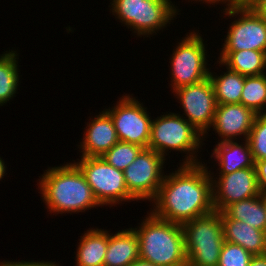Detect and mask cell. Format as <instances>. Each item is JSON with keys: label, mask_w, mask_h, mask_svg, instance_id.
Returning <instances> with one entry per match:
<instances>
[{"label": "cell", "mask_w": 266, "mask_h": 266, "mask_svg": "<svg viewBox=\"0 0 266 266\" xmlns=\"http://www.w3.org/2000/svg\"><path fill=\"white\" fill-rule=\"evenodd\" d=\"M254 166L260 194L266 195V159L255 161Z\"/></svg>", "instance_id": "28"}, {"label": "cell", "mask_w": 266, "mask_h": 266, "mask_svg": "<svg viewBox=\"0 0 266 266\" xmlns=\"http://www.w3.org/2000/svg\"><path fill=\"white\" fill-rule=\"evenodd\" d=\"M166 158L156 151L144 148L124 170L126 187L136 200L152 202L163 183Z\"/></svg>", "instance_id": "10"}, {"label": "cell", "mask_w": 266, "mask_h": 266, "mask_svg": "<svg viewBox=\"0 0 266 266\" xmlns=\"http://www.w3.org/2000/svg\"><path fill=\"white\" fill-rule=\"evenodd\" d=\"M250 8L266 21V0H256Z\"/></svg>", "instance_id": "31"}, {"label": "cell", "mask_w": 266, "mask_h": 266, "mask_svg": "<svg viewBox=\"0 0 266 266\" xmlns=\"http://www.w3.org/2000/svg\"><path fill=\"white\" fill-rule=\"evenodd\" d=\"M203 141V134L181 114L167 112L152 119L148 148L164 158L173 150L186 153L180 164L201 163L197 153L205 144Z\"/></svg>", "instance_id": "4"}, {"label": "cell", "mask_w": 266, "mask_h": 266, "mask_svg": "<svg viewBox=\"0 0 266 266\" xmlns=\"http://www.w3.org/2000/svg\"><path fill=\"white\" fill-rule=\"evenodd\" d=\"M6 165H5V161L4 159L2 160V158L0 157V181L4 178V176L6 175Z\"/></svg>", "instance_id": "34"}, {"label": "cell", "mask_w": 266, "mask_h": 266, "mask_svg": "<svg viewBox=\"0 0 266 266\" xmlns=\"http://www.w3.org/2000/svg\"><path fill=\"white\" fill-rule=\"evenodd\" d=\"M134 230L139 240V257L156 266H187L182 225L147 212Z\"/></svg>", "instance_id": "3"}, {"label": "cell", "mask_w": 266, "mask_h": 266, "mask_svg": "<svg viewBox=\"0 0 266 266\" xmlns=\"http://www.w3.org/2000/svg\"><path fill=\"white\" fill-rule=\"evenodd\" d=\"M128 266H156L154 264H152L151 262L142 260V259H137L134 262H132L130 265Z\"/></svg>", "instance_id": "33"}, {"label": "cell", "mask_w": 266, "mask_h": 266, "mask_svg": "<svg viewBox=\"0 0 266 266\" xmlns=\"http://www.w3.org/2000/svg\"><path fill=\"white\" fill-rule=\"evenodd\" d=\"M136 97L125 94L112 108L104 109L112 118L119 141L148 148L152 118Z\"/></svg>", "instance_id": "9"}, {"label": "cell", "mask_w": 266, "mask_h": 266, "mask_svg": "<svg viewBox=\"0 0 266 266\" xmlns=\"http://www.w3.org/2000/svg\"><path fill=\"white\" fill-rule=\"evenodd\" d=\"M108 231V246L103 266H128L139 259V240L134 228Z\"/></svg>", "instance_id": "18"}, {"label": "cell", "mask_w": 266, "mask_h": 266, "mask_svg": "<svg viewBox=\"0 0 266 266\" xmlns=\"http://www.w3.org/2000/svg\"><path fill=\"white\" fill-rule=\"evenodd\" d=\"M172 93H175L184 110L181 116L202 133L203 140H206L217 106L209 77L199 83L180 87Z\"/></svg>", "instance_id": "12"}, {"label": "cell", "mask_w": 266, "mask_h": 266, "mask_svg": "<svg viewBox=\"0 0 266 266\" xmlns=\"http://www.w3.org/2000/svg\"><path fill=\"white\" fill-rule=\"evenodd\" d=\"M249 266H266V254L253 256Z\"/></svg>", "instance_id": "32"}, {"label": "cell", "mask_w": 266, "mask_h": 266, "mask_svg": "<svg viewBox=\"0 0 266 266\" xmlns=\"http://www.w3.org/2000/svg\"><path fill=\"white\" fill-rule=\"evenodd\" d=\"M256 0H225L224 8H246L250 7Z\"/></svg>", "instance_id": "30"}, {"label": "cell", "mask_w": 266, "mask_h": 266, "mask_svg": "<svg viewBox=\"0 0 266 266\" xmlns=\"http://www.w3.org/2000/svg\"><path fill=\"white\" fill-rule=\"evenodd\" d=\"M240 104L256 114H266V73L245 76Z\"/></svg>", "instance_id": "24"}, {"label": "cell", "mask_w": 266, "mask_h": 266, "mask_svg": "<svg viewBox=\"0 0 266 266\" xmlns=\"http://www.w3.org/2000/svg\"><path fill=\"white\" fill-rule=\"evenodd\" d=\"M179 165L175 172L166 173L156 197L150 203L153 205L149 212L162 220L183 225L214 211V172L202 162Z\"/></svg>", "instance_id": "1"}, {"label": "cell", "mask_w": 266, "mask_h": 266, "mask_svg": "<svg viewBox=\"0 0 266 266\" xmlns=\"http://www.w3.org/2000/svg\"><path fill=\"white\" fill-rule=\"evenodd\" d=\"M110 4V13L138 37L163 31L180 12L171 0H111Z\"/></svg>", "instance_id": "5"}, {"label": "cell", "mask_w": 266, "mask_h": 266, "mask_svg": "<svg viewBox=\"0 0 266 266\" xmlns=\"http://www.w3.org/2000/svg\"><path fill=\"white\" fill-rule=\"evenodd\" d=\"M217 176H212L215 211L222 212L232 203L260 195L255 167Z\"/></svg>", "instance_id": "13"}, {"label": "cell", "mask_w": 266, "mask_h": 266, "mask_svg": "<svg viewBox=\"0 0 266 266\" xmlns=\"http://www.w3.org/2000/svg\"><path fill=\"white\" fill-rule=\"evenodd\" d=\"M256 116L253 110L240 103L217 104L210 128L218 134L220 142L237 140L238 136L244 140L248 138Z\"/></svg>", "instance_id": "14"}, {"label": "cell", "mask_w": 266, "mask_h": 266, "mask_svg": "<svg viewBox=\"0 0 266 266\" xmlns=\"http://www.w3.org/2000/svg\"><path fill=\"white\" fill-rule=\"evenodd\" d=\"M225 241L238 244L253 256L266 254V232L253 228L243 221L229 218L221 212Z\"/></svg>", "instance_id": "16"}, {"label": "cell", "mask_w": 266, "mask_h": 266, "mask_svg": "<svg viewBox=\"0 0 266 266\" xmlns=\"http://www.w3.org/2000/svg\"><path fill=\"white\" fill-rule=\"evenodd\" d=\"M187 266H218L225 242L221 212L213 211L182 225Z\"/></svg>", "instance_id": "6"}, {"label": "cell", "mask_w": 266, "mask_h": 266, "mask_svg": "<svg viewBox=\"0 0 266 266\" xmlns=\"http://www.w3.org/2000/svg\"><path fill=\"white\" fill-rule=\"evenodd\" d=\"M18 55L16 50L0 55V106L7 104L17 94L20 85Z\"/></svg>", "instance_id": "23"}, {"label": "cell", "mask_w": 266, "mask_h": 266, "mask_svg": "<svg viewBox=\"0 0 266 266\" xmlns=\"http://www.w3.org/2000/svg\"><path fill=\"white\" fill-rule=\"evenodd\" d=\"M223 212L231 219L246 222L266 232V203L262 194L232 203Z\"/></svg>", "instance_id": "21"}, {"label": "cell", "mask_w": 266, "mask_h": 266, "mask_svg": "<svg viewBox=\"0 0 266 266\" xmlns=\"http://www.w3.org/2000/svg\"><path fill=\"white\" fill-rule=\"evenodd\" d=\"M144 147L118 141L101 157L118 170L124 171L138 156Z\"/></svg>", "instance_id": "25"}, {"label": "cell", "mask_w": 266, "mask_h": 266, "mask_svg": "<svg viewBox=\"0 0 266 266\" xmlns=\"http://www.w3.org/2000/svg\"><path fill=\"white\" fill-rule=\"evenodd\" d=\"M217 63L244 76L266 73V52L257 50L220 51Z\"/></svg>", "instance_id": "20"}, {"label": "cell", "mask_w": 266, "mask_h": 266, "mask_svg": "<svg viewBox=\"0 0 266 266\" xmlns=\"http://www.w3.org/2000/svg\"><path fill=\"white\" fill-rule=\"evenodd\" d=\"M98 114L93 119L90 117L77 145L81 156L100 157L119 141L111 116L105 110Z\"/></svg>", "instance_id": "15"}, {"label": "cell", "mask_w": 266, "mask_h": 266, "mask_svg": "<svg viewBox=\"0 0 266 266\" xmlns=\"http://www.w3.org/2000/svg\"><path fill=\"white\" fill-rule=\"evenodd\" d=\"M73 162L79 167L84 174L87 183L90 185L98 202L103 206L124 202L135 201L129 194L124 171L118 170L109 165L101 156L84 157Z\"/></svg>", "instance_id": "8"}, {"label": "cell", "mask_w": 266, "mask_h": 266, "mask_svg": "<svg viewBox=\"0 0 266 266\" xmlns=\"http://www.w3.org/2000/svg\"><path fill=\"white\" fill-rule=\"evenodd\" d=\"M228 18L235 19L229 26L221 51L257 50L266 52V21L250 7L224 8ZM238 16V17H237Z\"/></svg>", "instance_id": "11"}, {"label": "cell", "mask_w": 266, "mask_h": 266, "mask_svg": "<svg viewBox=\"0 0 266 266\" xmlns=\"http://www.w3.org/2000/svg\"><path fill=\"white\" fill-rule=\"evenodd\" d=\"M190 1H192V0H190ZM193 1H196V2L199 1V2H202V3L206 2L205 4L209 3L208 5H211V4L212 5H215V4L217 5V3L218 4L221 3L222 5L225 4V0H193Z\"/></svg>", "instance_id": "35"}, {"label": "cell", "mask_w": 266, "mask_h": 266, "mask_svg": "<svg viewBox=\"0 0 266 266\" xmlns=\"http://www.w3.org/2000/svg\"><path fill=\"white\" fill-rule=\"evenodd\" d=\"M227 71L219 75L209 73V79L213 86L215 100L217 104H239L244 86L245 76L237 72Z\"/></svg>", "instance_id": "22"}, {"label": "cell", "mask_w": 266, "mask_h": 266, "mask_svg": "<svg viewBox=\"0 0 266 266\" xmlns=\"http://www.w3.org/2000/svg\"><path fill=\"white\" fill-rule=\"evenodd\" d=\"M213 148L210 158L218 163V175H225L248 167H255L252 152L247 139L244 142L224 141L219 142ZM244 143V144H243Z\"/></svg>", "instance_id": "17"}, {"label": "cell", "mask_w": 266, "mask_h": 266, "mask_svg": "<svg viewBox=\"0 0 266 266\" xmlns=\"http://www.w3.org/2000/svg\"><path fill=\"white\" fill-rule=\"evenodd\" d=\"M56 261H8V260H3L0 262V266H61L59 263H55Z\"/></svg>", "instance_id": "29"}, {"label": "cell", "mask_w": 266, "mask_h": 266, "mask_svg": "<svg viewBox=\"0 0 266 266\" xmlns=\"http://www.w3.org/2000/svg\"><path fill=\"white\" fill-rule=\"evenodd\" d=\"M45 171L37 186L49 214H77L102 206L74 162L48 167Z\"/></svg>", "instance_id": "2"}, {"label": "cell", "mask_w": 266, "mask_h": 266, "mask_svg": "<svg viewBox=\"0 0 266 266\" xmlns=\"http://www.w3.org/2000/svg\"><path fill=\"white\" fill-rule=\"evenodd\" d=\"M78 239L75 266H103L108 246V230L89 228Z\"/></svg>", "instance_id": "19"}, {"label": "cell", "mask_w": 266, "mask_h": 266, "mask_svg": "<svg viewBox=\"0 0 266 266\" xmlns=\"http://www.w3.org/2000/svg\"><path fill=\"white\" fill-rule=\"evenodd\" d=\"M193 31V32H192ZM182 37L171 55V90L199 83L209 77L207 50L199 30ZM208 65V66H207Z\"/></svg>", "instance_id": "7"}, {"label": "cell", "mask_w": 266, "mask_h": 266, "mask_svg": "<svg viewBox=\"0 0 266 266\" xmlns=\"http://www.w3.org/2000/svg\"><path fill=\"white\" fill-rule=\"evenodd\" d=\"M247 141L254 162L266 159V114H257Z\"/></svg>", "instance_id": "26"}, {"label": "cell", "mask_w": 266, "mask_h": 266, "mask_svg": "<svg viewBox=\"0 0 266 266\" xmlns=\"http://www.w3.org/2000/svg\"><path fill=\"white\" fill-rule=\"evenodd\" d=\"M253 255L238 244L225 241L218 266H249Z\"/></svg>", "instance_id": "27"}]
</instances>
